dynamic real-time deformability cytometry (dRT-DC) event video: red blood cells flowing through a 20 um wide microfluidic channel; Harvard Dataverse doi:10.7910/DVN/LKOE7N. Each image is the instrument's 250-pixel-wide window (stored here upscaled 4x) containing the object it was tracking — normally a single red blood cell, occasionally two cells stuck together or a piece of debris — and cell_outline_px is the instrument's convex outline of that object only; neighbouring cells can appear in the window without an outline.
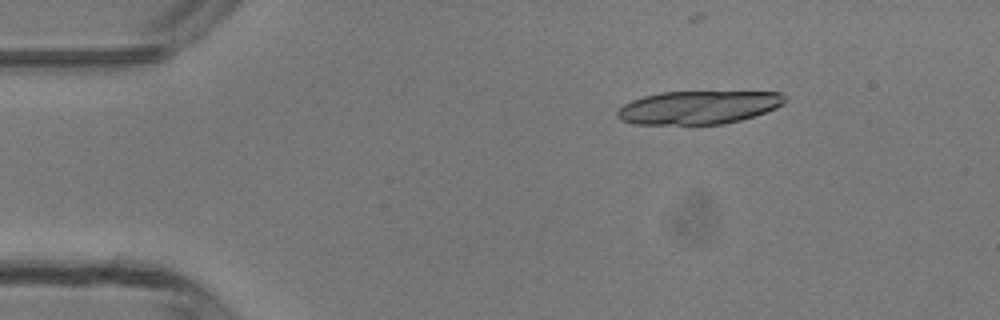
{"species": "common noctule bat (a hibernating species)", "species_latin": "Nyctalus noctula", "temperature_condition": "room temperature", "stored_images_in_passage": 6, "camera_frame_rate_fps": 3000, "um_per_image_px": 0.085, "animal": {"sex": "male", "body_mass_g": 13.3}, "frame": {"image": 1, "passage_image": 2, "time_ms": 1.0, "image_size_px": [1000, 320], "cell_outline_px": [[788, 96], [784, 104], [776, 108], [740, 120], [724, 124], [632, 124], [620, 120], [616, 116], [616, 112], [624, 104], [632, 100], [644, 96], [660, 92], [780, 92]], "centroid_in_image_um": [59.36, 9.13], "position_along_channel_um": 25.6, "area_um2": 32.48}}
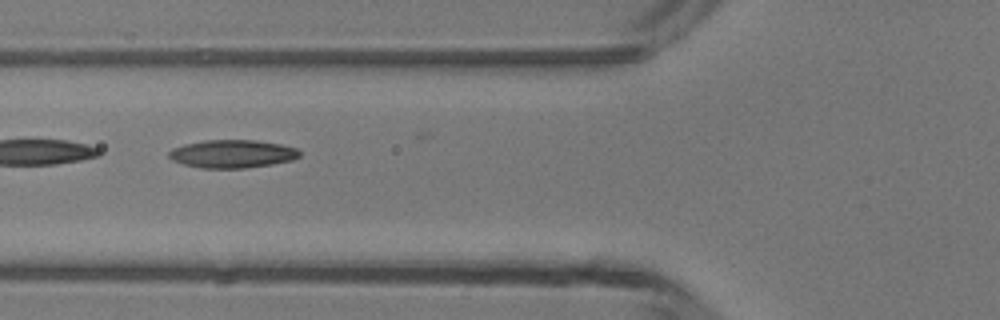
{"frame": {"image": 2, "passage_image": 5, "time_ms": 4.667, "image_size_px": [1000, 320], "cell_outline_px": [[300, 156], [292, 160], [272, 164], [244, 168], [200, 168], [184, 164], [172, 160], [168, 156], [168, 152], [172, 148], [184, 144], [204, 140], [256, 140], [280, 144], [296, 148], [300, 152]], "centroid_in_image_um": [19.73, 13.07], "position_along_channel_um": 106.1, "area_um2": 21.39}}
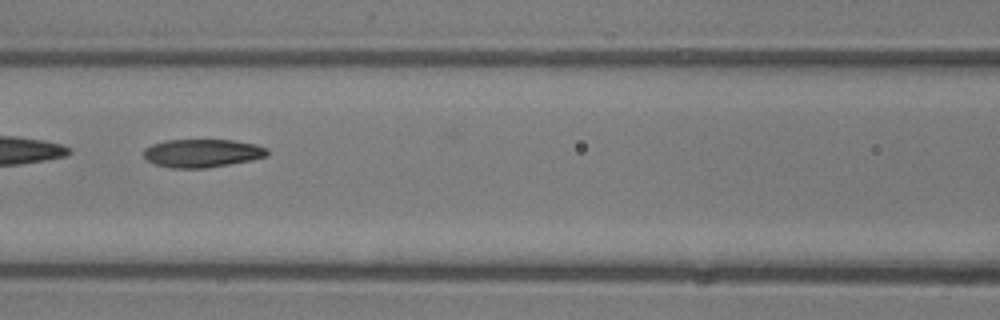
{"frame": {"image": 3, "passage_image": 6, "time_ms": 5.667, "image_size_px": [1000, 320], "cell_outline_px": [[268, 156], [252, 160], [204, 168], [172, 168], [156, 164], [148, 160], [144, 156], [144, 148], [152, 144], [164, 140], [232, 140], [256, 144], [268, 148]], "centroid_in_image_um": [17.2, 13.01], "position_along_channel_um": 149.4, "area_um2": 20.29}}